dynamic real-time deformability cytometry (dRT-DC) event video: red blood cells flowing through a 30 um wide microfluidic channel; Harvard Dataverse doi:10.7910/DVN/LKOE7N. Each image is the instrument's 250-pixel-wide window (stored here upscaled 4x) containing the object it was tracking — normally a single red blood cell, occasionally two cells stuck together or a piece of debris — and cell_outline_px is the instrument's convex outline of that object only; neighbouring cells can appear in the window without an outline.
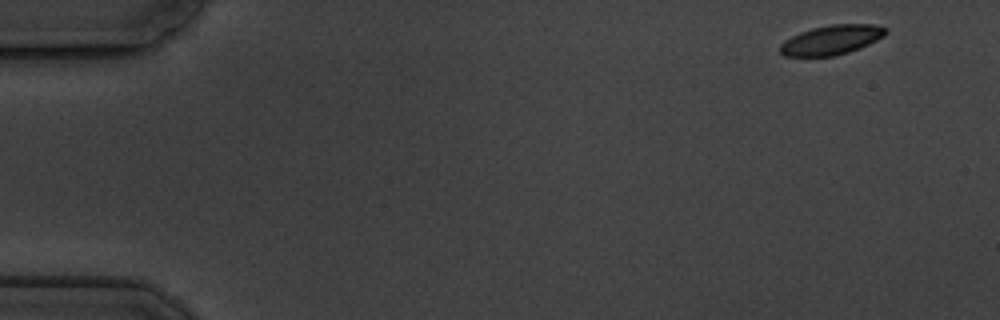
{"species": "common noctule bat (a hibernating species)", "species_latin": "Nyctalus noctula", "temperature_condition": "cold", "stored_images_in_passage": 6, "camera_frame_rate_fps": 3000, "um_per_image_px": 0.085, "animal": {"sex": "male", "body_mass_g": 19.5, "forearm_length_mm": 54.6}, "frame": {"image": 1, "passage_image": 1, "time_ms": 0.0, "image_size_px": [1000, 320], "cell_outline_px": [[888, 32], [884, 36], [860, 48], [848, 52], [832, 56], [784, 56], [780, 52], [780, 44], [784, 40], [800, 32], [812, 28], [832, 24], [876, 24], [888, 28]], "centroid_in_image_um": [70.69, 3.38], "position_along_channel_um": 14.3, "area_um2": 18.21}}
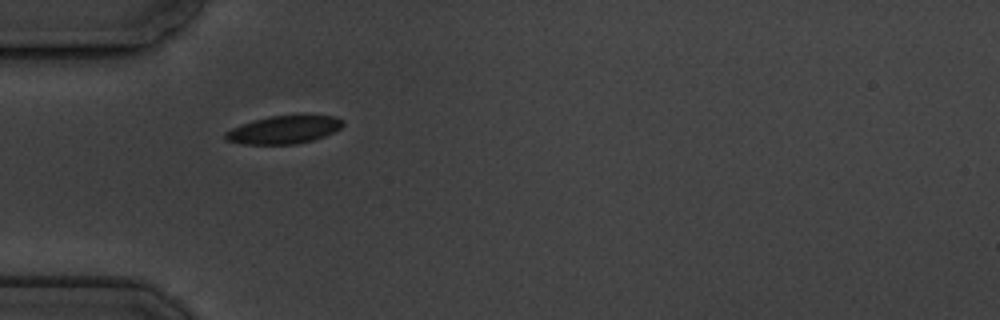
{"frame": {"image": 2, "passage_image": 5, "time_ms": 4.667, "image_size_px": [1000, 320], "cell_outline_px": [[344, 124], [340, 128], [324, 136], [312, 140], [296, 144], [244, 144], [224, 140], [224, 132], [232, 128], [252, 120], [268, 116], [304, 112], [336, 116], [344, 120]], "centroid_in_image_um": [24.17, 10.97], "position_along_channel_um": 60.8, "area_um2": 20.0}}